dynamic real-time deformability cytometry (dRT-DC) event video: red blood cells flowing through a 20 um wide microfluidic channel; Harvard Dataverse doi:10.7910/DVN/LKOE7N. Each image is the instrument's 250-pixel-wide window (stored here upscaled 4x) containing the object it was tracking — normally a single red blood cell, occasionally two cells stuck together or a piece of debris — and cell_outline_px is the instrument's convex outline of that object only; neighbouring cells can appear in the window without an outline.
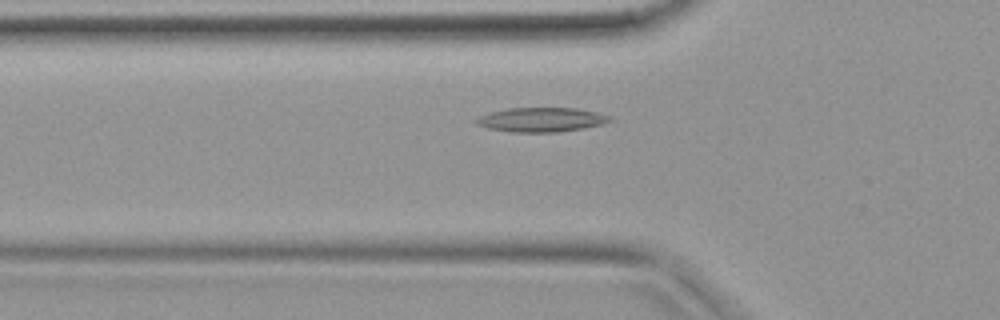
{"species": "common noctule bat (a hibernating species)", "species_latin": "Nyctalus noctula", "temperature_condition": "warm", "stored_images_in_passage": 5, "camera_frame_rate_fps": 3000, "um_per_image_px": 0.085, "animal": {"sex": "female", "body_mass_g": 19.9}, "frame": {"image": 1, "passage_image": 3, "time_ms": 0.667, "image_size_px": [1000, 320], "cell_outline_px": [[612, 120], [600, 124], [584, 128], [560, 132], [512, 132], [488, 128], [476, 124], [476, 120], [480, 116], [492, 112], [508, 108], [576, 108], [596, 112], [608, 116]], "centroid_in_image_um": [46.0, 10.18], "position_along_channel_um": 79.8, "area_um2": 18.67}}